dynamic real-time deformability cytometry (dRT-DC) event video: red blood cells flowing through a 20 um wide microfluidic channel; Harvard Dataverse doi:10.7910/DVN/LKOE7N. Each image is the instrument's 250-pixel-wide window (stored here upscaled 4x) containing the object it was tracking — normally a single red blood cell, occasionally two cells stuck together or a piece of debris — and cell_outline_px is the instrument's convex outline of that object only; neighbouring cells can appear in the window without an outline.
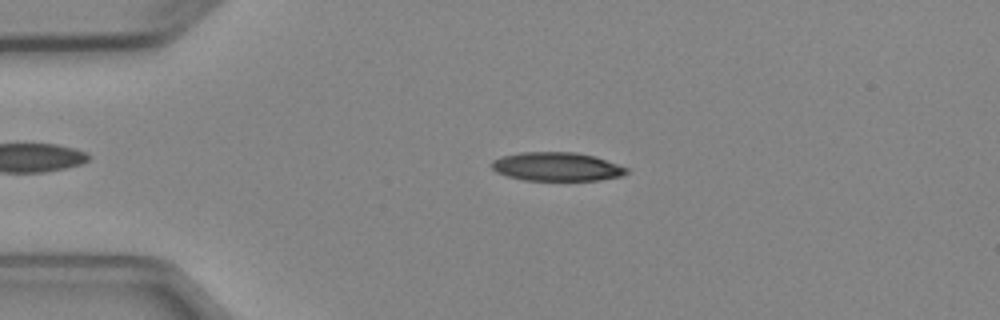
{"species": "Egyptian fruit bat (a non-hibernating species)", "species_latin": "Rousettus aegyptiacus", "temperature_condition": "cold", "stored_images_in_passage": 4, "camera_frame_rate_fps": 3000, "um_per_image_px": 0.085, "animal": {"sex": "female"}, "frame": {"image": 1, "passage_image": 3, "time_ms": 2.333, "image_size_px": [1000, 320], "cell_outline_px": [[628, 172], [624, 176], [600, 180], [524, 180], [508, 176], [496, 172], [492, 168], [492, 160], [504, 156], [520, 152], [576, 152], [596, 156], [628, 168]], "centroid_in_image_um": [47.37, 14.16], "position_along_channel_um": 37.6, "area_um2": 22.6}}